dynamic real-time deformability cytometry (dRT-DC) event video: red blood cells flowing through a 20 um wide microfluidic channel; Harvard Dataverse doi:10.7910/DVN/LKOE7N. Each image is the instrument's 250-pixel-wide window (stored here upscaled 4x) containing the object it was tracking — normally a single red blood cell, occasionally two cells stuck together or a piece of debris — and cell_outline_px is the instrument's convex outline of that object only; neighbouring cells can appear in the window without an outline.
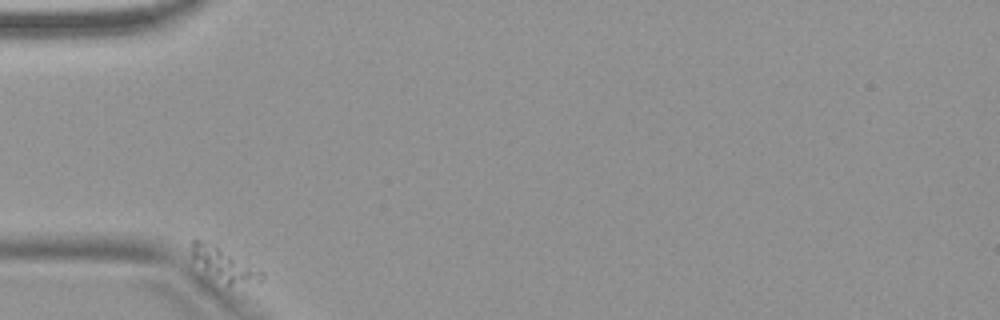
{"species": "common noctule bat (a hibernating species)", "species_latin": "Nyctalus noctula", "temperature_condition": "warm", "stored_images_in_passage": 44, "camera_frame_rate_fps": 3000, "um_per_image_px": 0.085, "animal": {"sex": "female", "body_mass_g": 18.4}, "frame": {"image": 1, "passage_image": 1, "time_ms": 0.0, "image_size_px": [1000, 320], "cell_outline_px": [[264, 276], [256, 284], [228, 284], [204, 268], [192, 256], [192, 240], [200, 240], [216, 244], [264, 272]], "centroid_in_image_um": [19.14, 22.45], "position_along_channel_um": 65.9, "area_um2": 12.89}}
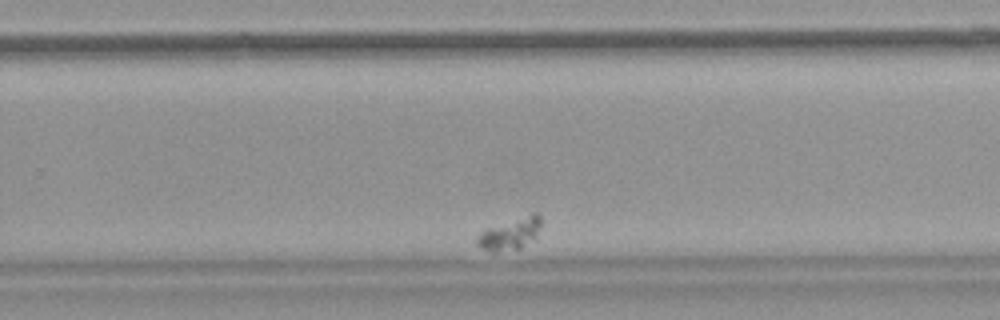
{"frame": {"image": 2, "passage_image": 34, "time_ms": 11.0, "image_size_px": [1000, 320], "cell_outline_px": [[540, 228], [536, 236], [520, 248], [496, 252], [492, 252], [476, 244], [476, 236], [480, 232], [488, 228], [532, 212], [536, 212], [540, 216]], "centroid_in_image_um": [43.36, 19.86], "position_along_channel_um": 286.4, "area_um2": 11.68}}
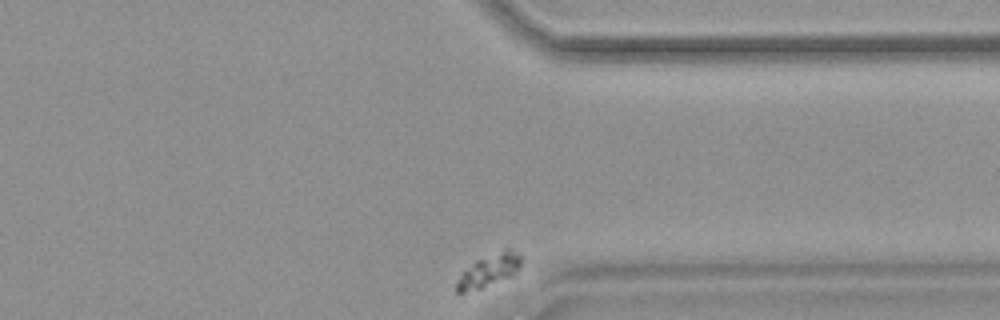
{"frame": {"image": 3, "passage_image": 44, "time_ms": 14.333, "image_size_px": [1000, 320], "cell_outline_px": [[520, 268], [512, 276], [480, 288], [464, 292], [456, 292], [456, 280], [476, 260], [504, 248], [508, 248], [516, 252], [520, 256]], "centroid_in_image_um": [41.58, 22.98], "position_along_channel_um": 369.8, "area_um2": 11.96}}